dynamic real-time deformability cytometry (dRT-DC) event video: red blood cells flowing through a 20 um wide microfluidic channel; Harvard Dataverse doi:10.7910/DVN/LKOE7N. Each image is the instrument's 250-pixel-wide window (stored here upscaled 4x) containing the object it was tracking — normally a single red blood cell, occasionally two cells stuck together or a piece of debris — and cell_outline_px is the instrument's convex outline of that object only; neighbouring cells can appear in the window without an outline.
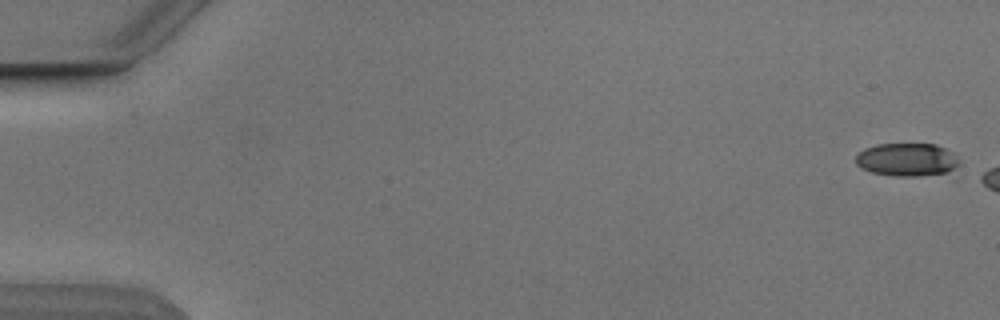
{"species": "Egyptian fruit bat (a non-hibernating species)", "species_latin": "Rousettus aegyptiacus", "temperature_condition": "cold", "stored_images_in_passage": 3, "camera_frame_rate_fps": 3000, "um_per_image_px": 0.085, "animal": {"sex": "male"}, "frame": {"image": 1, "passage_image": 1, "time_ms": 0.0, "image_size_px": [1000, 320], "cell_outline_px": [[960, 164], [956, 180], [896, 176], [872, 172], [860, 168], [856, 164], [856, 156], [864, 148], [876, 144], [936, 144], [944, 148], [956, 156]], "centroid_in_image_um": [77.33, 13.68], "position_along_channel_um": 7.7, "area_um2": 21.73}}